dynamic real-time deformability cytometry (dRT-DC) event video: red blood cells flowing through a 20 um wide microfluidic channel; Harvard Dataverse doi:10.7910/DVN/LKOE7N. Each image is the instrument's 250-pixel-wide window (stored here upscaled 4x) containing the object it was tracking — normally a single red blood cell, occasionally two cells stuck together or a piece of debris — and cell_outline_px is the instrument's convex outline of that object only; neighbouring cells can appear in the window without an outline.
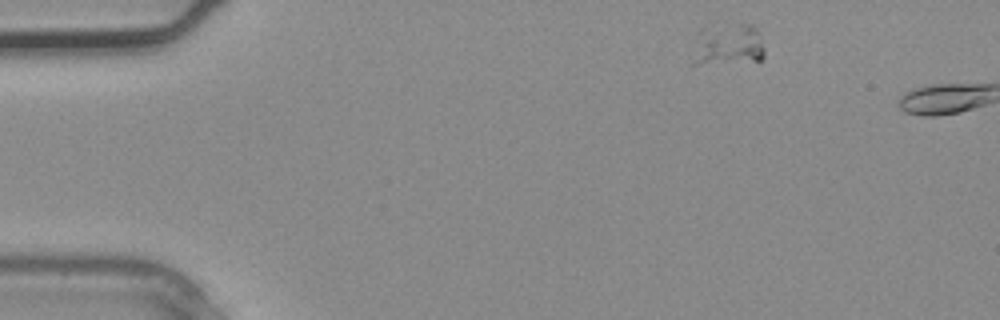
{"species": "common noctule bat (a hibernating species)", "species_latin": "Nyctalus noctula", "temperature_condition": "warm", "stored_images_in_passage": 2, "camera_frame_rate_fps": 3000, "um_per_image_px": 0.085, "animal": {"sex": "male", "body_mass_g": 20.4}, "frame": {"image": 1, "passage_image": 1, "time_ms": 0.0, "image_size_px": [1000, 320], "cell_outline_px": [[764, 60], [692, 64], [692, 60], [700, 28], [740, 24], [752, 24], [756, 28], [764, 48]], "centroid_in_image_um": [61.91, 3.79], "position_along_channel_um": 23.1, "area_um2": 17.17}}
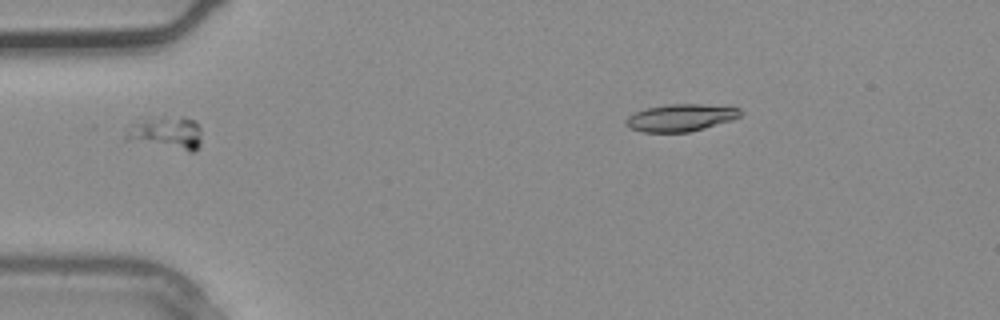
{"frame": {"image": 2, "passage_image": 2, "time_ms": 0.333, "image_size_px": [1000, 320], "cell_outline_px": [[200, 144], [192, 152], [188, 152], [124, 140], [124, 136], [128, 124], [140, 116], [184, 116], [192, 120], [200, 128]], "centroid_in_image_um": [14.01, 11.25], "position_along_channel_um": 71.0, "area_um2": 15.43}}